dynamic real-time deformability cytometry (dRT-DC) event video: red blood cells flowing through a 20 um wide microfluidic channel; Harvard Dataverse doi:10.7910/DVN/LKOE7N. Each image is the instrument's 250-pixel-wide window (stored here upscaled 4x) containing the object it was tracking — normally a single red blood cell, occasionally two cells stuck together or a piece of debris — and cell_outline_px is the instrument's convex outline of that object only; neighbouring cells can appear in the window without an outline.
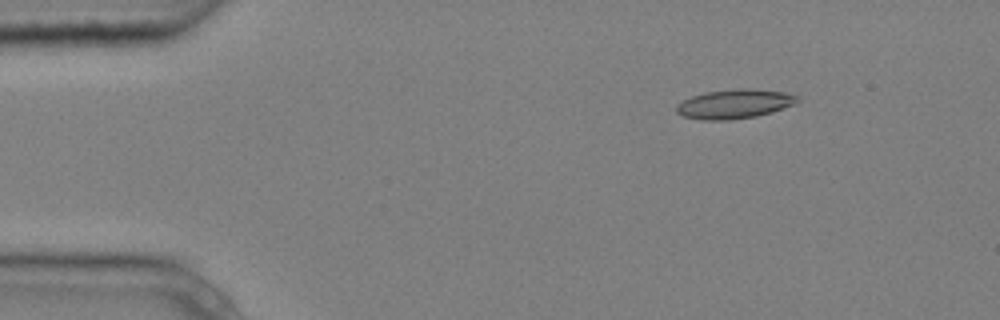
{"species": "common noctule bat (a hibernating species)", "species_latin": "Nyctalus noctula", "temperature_condition": "cold", "stored_images_in_passage": 4, "camera_frame_rate_fps": 3000, "um_per_image_px": 0.085, "animal": {"sex": "male", "body_mass_g": 20.4}, "frame": {"image": 1, "passage_image": 2, "time_ms": 0.333, "image_size_px": [1000, 320], "cell_outline_px": [[800, 100], [796, 104], [772, 112], [756, 116], [728, 120], [700, 120], [684, 116], [676, 112], [676, 104], [692, 96], [704, 92], [740, 88], [748, 88], [784, 92], [800, 96]], "centroid_in_image_um": [62.45, 8.83], "position_along_channel_um": 22.5, "area_um2": 20.75}}